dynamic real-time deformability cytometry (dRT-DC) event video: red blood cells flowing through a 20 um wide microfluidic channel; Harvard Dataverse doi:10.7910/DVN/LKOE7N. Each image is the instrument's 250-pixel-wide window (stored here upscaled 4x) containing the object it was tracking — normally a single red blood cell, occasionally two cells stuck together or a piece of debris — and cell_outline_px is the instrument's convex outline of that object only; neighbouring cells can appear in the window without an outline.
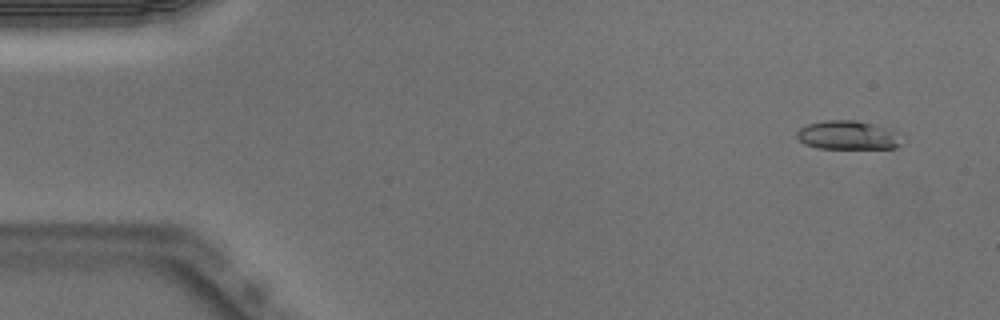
{"species": "Egyptian fruit bat (a non-hibernating species)", "species_latin": "Rousettus aegyptiacus", "temperature_condition": "warm", "stored_images_in_passage": 10, "camera_frame_rate_fps": 3000, "um_per_image_px": 0.085, "animal": {"sex": "male"}, "frame": {"image": 1, "passage_image": 3, "time_ms": 0.667, "image_size_px": [1000, 320], "cell_outline_px": [[900, 144], [896, 148], [816, 148], [804, 144], [796, 136], [796, 132], [800, 128], [808, 124], [824, 120], [856, 120], [872, 124], [884, 128]], "centroid_in_image_um": [71.88, 11.49], "position_along_channel_um": 13.1, "area_um2": 16.88}}